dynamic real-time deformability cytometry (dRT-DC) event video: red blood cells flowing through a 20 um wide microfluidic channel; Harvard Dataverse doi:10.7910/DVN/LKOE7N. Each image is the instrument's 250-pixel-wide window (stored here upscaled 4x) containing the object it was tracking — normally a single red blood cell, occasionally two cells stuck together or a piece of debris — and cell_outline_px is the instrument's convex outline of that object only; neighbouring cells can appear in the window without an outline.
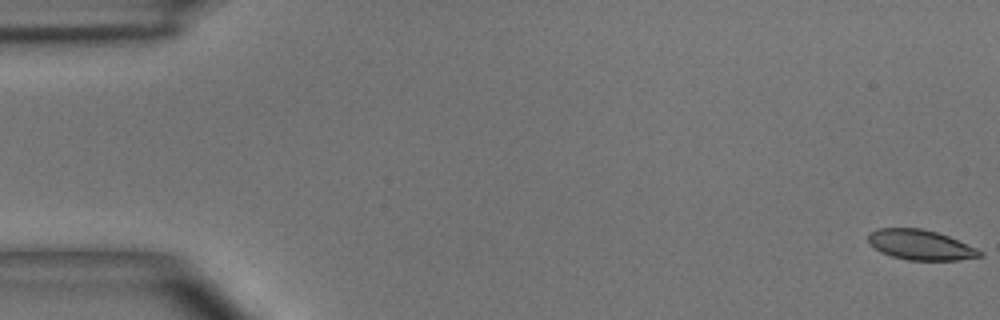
{"species": "common noctule bat (a hibernating species)", "species_latin": "Nyctalus noctula", "temperature_condition": "room temperature", "stored_images_in_passage": 6, "camera_frame_rate_fps": 3000, "um_per_image_px": 0.085, "animal": {"sex": "male", "body_mass_g": 15.6}, "frame": {"image": 1, "passage_image": 1, "time_ms": 0.0, "image_size_px": [1000, 320], "cell_outline_px": [[984, 256], [960, 260], [908, 260], [892, 256], [880, 252], [868, 244], [868, 232], [876, 228], [920, 228], [936, 232], [948, 236], [976, 248], [984, 252]], "centroid_in_image_um": [78.22, 20.81], "position_along_channel_um": 6.8, "area_um2": 19.71}}
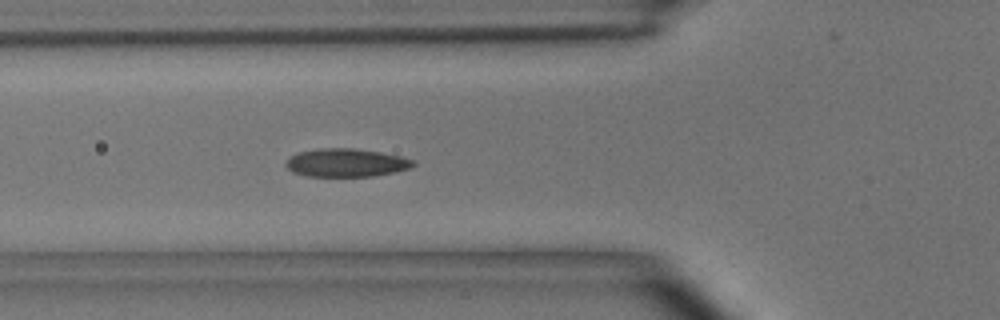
{"frame": {"image": 2, "passage_image": 6, "time_ms": 6.0, "image_size_px": [1000, 320], "cell_outline_px": [[416, 164], [412, 168], [396, 172], [372, 176], [308, 176], [292, 172], [284, 164], [292, 156], [300, 152], [320, 148], [356, 148], [380, 152], [400, 156], [416, 160]], "centroid_in_image_um": [29.49, 13.83], "position_along_channel_um": 96.3, "area_um2": 20.98}}